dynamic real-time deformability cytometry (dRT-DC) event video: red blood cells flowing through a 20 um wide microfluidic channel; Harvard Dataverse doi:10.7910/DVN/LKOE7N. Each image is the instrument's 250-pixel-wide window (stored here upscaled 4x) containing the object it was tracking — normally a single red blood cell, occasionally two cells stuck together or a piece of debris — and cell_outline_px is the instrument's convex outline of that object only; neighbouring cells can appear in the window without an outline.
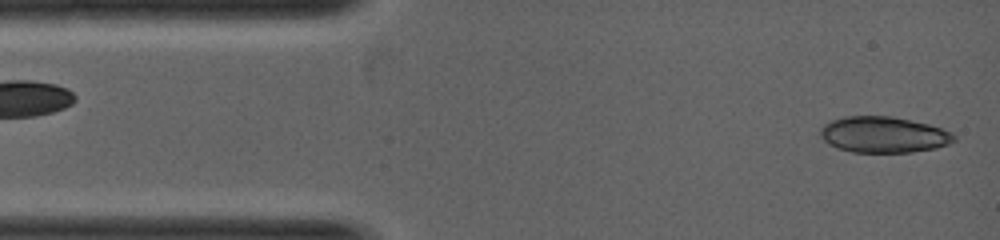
{"species": "common noctule bat (a hibernating species)", "species_latin": "Nyctalus noctula", "temperature_condition": "warm", "stored_images_in_passage": 6, "camera_frame_rate_fps": 5000, "um_per_image_px": 0.085, "animal": {"sex": "female", "body_mass_g": 19.0, "forearm_length_mm": 53.3}, "frame": {"image": 1, "passage_image": 1, "time_ms": 0.0, "image_size_px": [1000, 240], "cell_outline_px": [[956, 140], [948, 144], [936, 148], [912, 152], [852, 152], [836, 148], [828, 144], [820, 136], [820, 128], [824, 124], [832, 120], [844, 116], [892, 116], [928, 124], [952, 132], [956, 136]], "centroid_in_image_um": [75.09, 11.45], "position_along_channel_um": 9.9, "area_um2": 28.21}}